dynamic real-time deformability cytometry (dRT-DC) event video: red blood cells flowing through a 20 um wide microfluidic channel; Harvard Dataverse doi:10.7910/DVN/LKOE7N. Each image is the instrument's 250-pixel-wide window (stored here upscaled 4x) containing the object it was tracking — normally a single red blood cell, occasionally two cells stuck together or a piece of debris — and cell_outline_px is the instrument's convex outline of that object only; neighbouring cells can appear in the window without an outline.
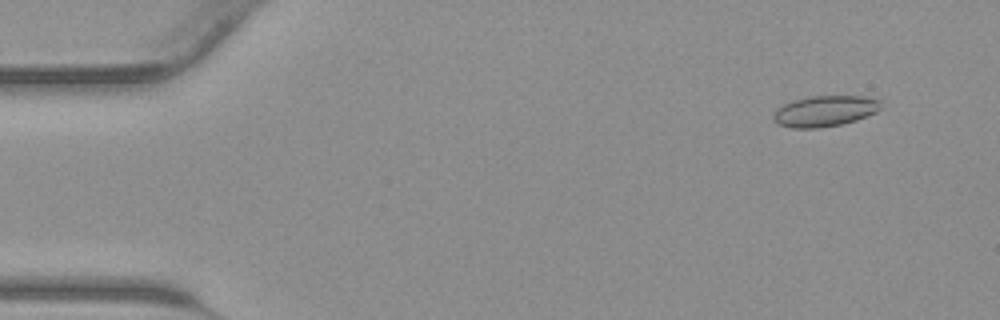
{"species": "common noctule bat (a hibernating species)", "species_latin": "Nyctalus noctula", "temperature_condition": "warm", "stored_images_in_passage": 44, "camera_frame_rate_fps": 3000, "um_per_image_px": 0.085, "animal": {"sex": "male", "body_mass_g": 23.1, "forearm_length_mm": 52.7}, "frame": {"image": 1, "passage_image": 4, "time_ms": 1.0, "image_size_px": [1000, 320], "cell_outline_px": [[880, 108], [876, 112], [856, 120], [840, 124], [820, 128], [792, 128], [776, 124], [772, 120], [772, 116], [776, 108], [792, 100], [812, 96], [864, 96], [880, 100]], "centroid_in_image_um": [70.05, 9.44], "position_along_channel_um": 14.9, "area_um2": 19.42}}
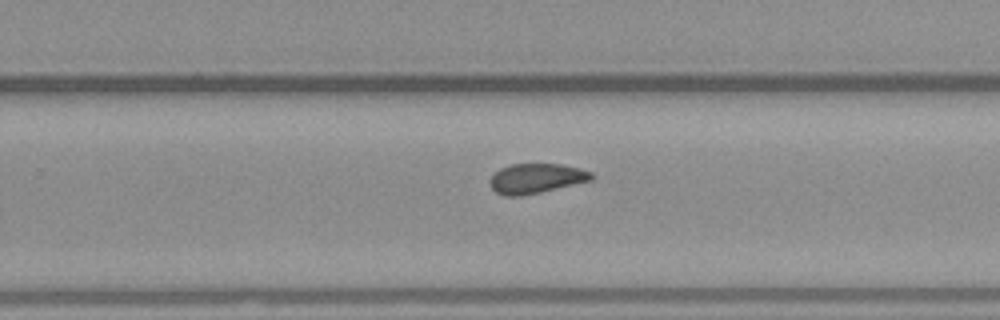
{"frame": {"image": 2, "passage_image": 28, "time_ms": 9.0, "image_size_px": [1000, 320], "cell_outline_px": [[592, 180], [540, 192], [520, 196], [504, 196], [496, 192], [492, 188], [488, 180], [500, 168], [512, 164], [560, 164], [580, 168], [592, 172]], "centroid_in_image_um": [45.55, 15.16], "position_along_channel_um": 284.2, "area_um2": 17.51}}
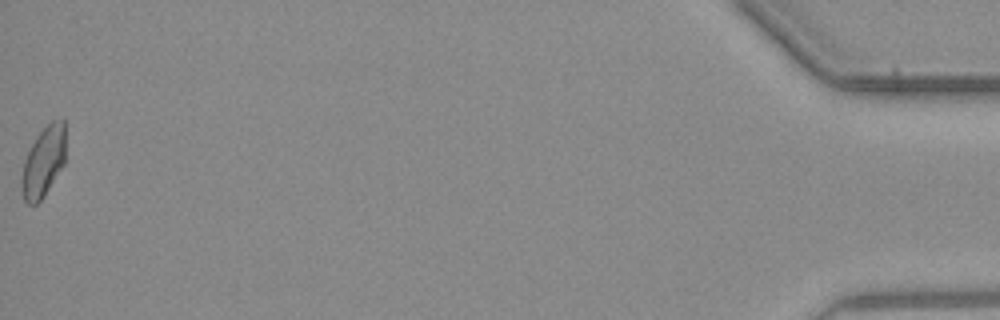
{"frame": {"image": 3, "passage_image": 44, "time_ms": 14.333, "image_size_px": [1000, 320], "cell_outline_px": [[64, 164], [44, 196], [36, 204], [28, 204], [24, 200], [20, 184], [20, 180], [24, 160], [36, 136], [52, 120], [64, 120]], "centroid_in_image_um": [3.66, 13.78], "position_along_channel_um": 431.5, "area_um2": 17.8}}